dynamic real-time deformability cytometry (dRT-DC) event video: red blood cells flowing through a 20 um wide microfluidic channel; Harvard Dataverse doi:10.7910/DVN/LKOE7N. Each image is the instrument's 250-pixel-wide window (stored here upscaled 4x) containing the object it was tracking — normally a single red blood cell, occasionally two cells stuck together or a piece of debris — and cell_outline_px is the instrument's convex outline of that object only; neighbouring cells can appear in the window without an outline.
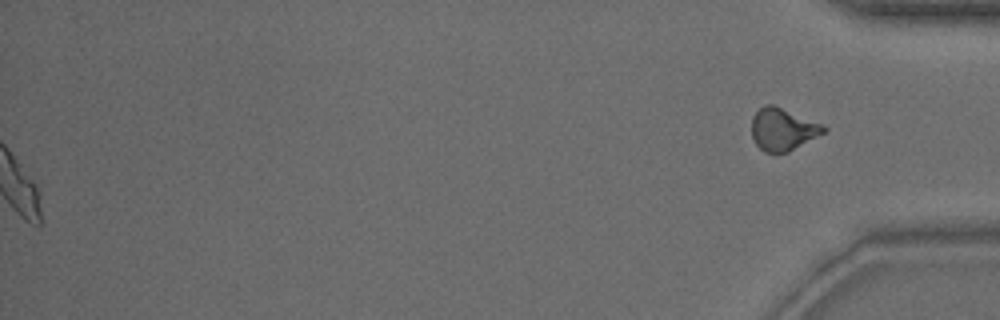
{"species": "common noctule bat (a hibernating species)", "species_latin": "Nyctalus noctula", "temperature_condition": "warm", "stored_images_in_passage": 54, "segment_of_instrument_passage": [2, 2], "camera_frame_rate_fps": 3000, "um_per_image_px": 0.085, "animal": {"sex": "male", "body_mass_g": 15.6}, "frame": {"image": 1, "passage_image": 54, "time_ms": 17.667, "image_size_px": [1000, 320], "cell_outline_px": [[828, 128], [824, 132], [788, 152], [764, 152], [756, 144], [752, 136], [752, 116], [764, 104], [772, 104], [824, 124]], "centroid_in_image_um": [66.53, 10.97], "position_along_channel_um": 368.7, "area_um2": 17.63}}